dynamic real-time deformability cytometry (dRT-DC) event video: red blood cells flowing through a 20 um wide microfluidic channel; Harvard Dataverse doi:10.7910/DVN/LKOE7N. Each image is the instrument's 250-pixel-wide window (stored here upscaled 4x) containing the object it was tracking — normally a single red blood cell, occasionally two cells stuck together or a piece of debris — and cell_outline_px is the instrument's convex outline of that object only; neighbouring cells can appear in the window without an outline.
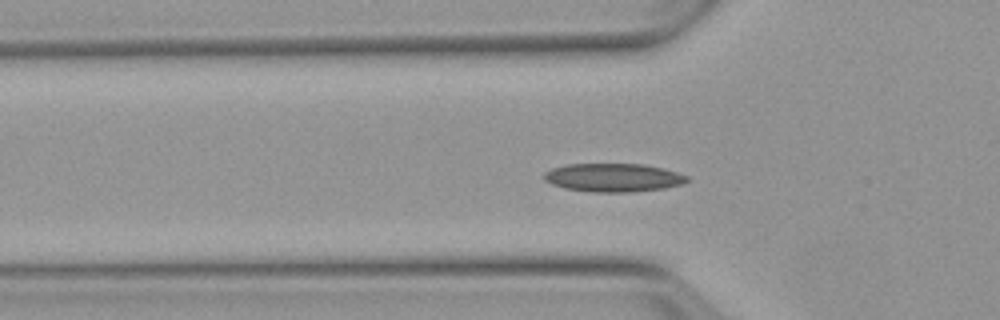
{"species": "Egyptian fruit bat (a non-hibernating species)", "species_latin": "Rousettus aegyptiacus", "temperature_condition": "warm", "stored_images_in_passage": 48, "camera_frame_rate_fps": 3000, "um_per_image_px": 0.085, "animal": {"sex": "female"}, "frame": {"image": 1, "passage_image": 17, "time_ms": 5.333, "image_size_px": [1000, 320], "cell_outline_px": [[688, 180], [680, 184], [664, 188], [632, 192], [592, 192], [564, 188], [552, 184], [544, 180], [544, 172], [552, 168], [568, 164], [644, 164], [664, 168], [688, 176]], "centroid_in_image_um": [52.11, 15.09], "position_along_channel_um": 73.7, "area_um2": 23.64}}
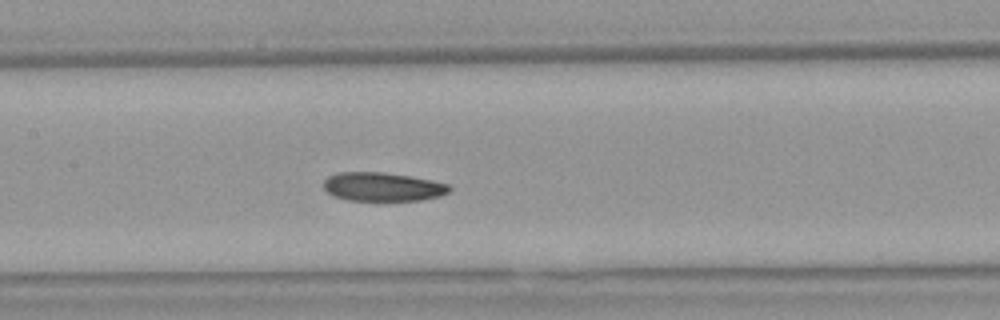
{"frame": {"image": 2, "passage_image": 25, "time_ms": 8.0, "image_size_px": [1000, 320], "cell_outline_px": [[452, 188], [448, 192], [440, 196], [420, 200], [384, 204], [348, 200], [332, 196], [324, 188], [324, 180], [328, 176], [340, 172], [384, 172], [432, 180], [448, 184]], "centroid_in_image_um": [32.52, 15.93], "position_along_channel_um": 174.9, "area_um2": 22.02}}
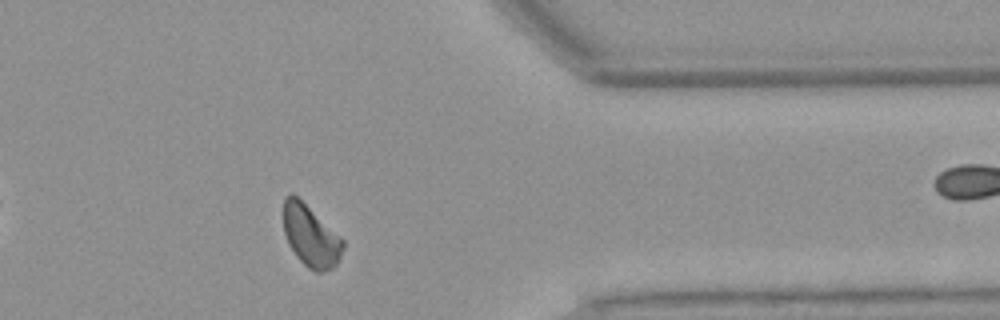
{"frame": {"image": 3, "passage_image": 43, "time_ms": 14.0, "image_size_px": [1000, 320], "cell_outline_px": [[344, 248], [340, 260], [332, 268], [324, 272], [316, 272], [308, 268], [296, 256], [288, 244], [284, 232], [284, 196], [292, 192], [344, 240]], "centroid_in_image_um": [26.41, 20.08], "position_along_channel_um": 385.0, "area_um2": 21.21}, "authors_computed_cell_mechanics": {"area_um2": 21.5016, "velocity_mm_per_s": 3.7842, "shape_relaxation_time_tau1_ms": 6.1191, "shape_relaxation_time_tau2_ms": 8.6782, "deformation_change_tau1": 0.1053, "deformation_change_tau2": 0.1388}}